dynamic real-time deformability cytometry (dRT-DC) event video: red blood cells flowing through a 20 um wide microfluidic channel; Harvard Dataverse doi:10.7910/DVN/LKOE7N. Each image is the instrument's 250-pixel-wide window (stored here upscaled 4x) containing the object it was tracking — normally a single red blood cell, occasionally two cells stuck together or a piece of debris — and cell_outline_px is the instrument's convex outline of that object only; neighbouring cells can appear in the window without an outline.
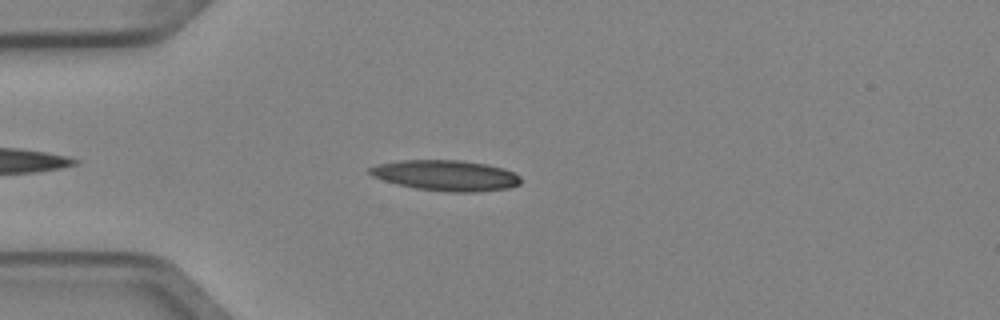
{"species": "Egyptian fruit bat (a non-hibernating species)", "species_latin": "Rousettus aegyptiacus", "temperature_condition": "cold", "stored_images_in_passage": 1, "camera_frame_rate_fps": 3000, "um_per_image_px": 0.085, "animal": {"sex": "female"}, "frame": {"image": 1, "passage_image": 1, "time_ms": 0.0, "image_size_px": [1000, 320], "cell_outline_px": [[520, 184], [508, 188], [476, 192], [452, 192], [416, 188], [396, 184], [372, 176], [368, 172], [368, 168], [376, 164], [400, 160], [464, 160], [488, 164], [504, 168], [520, 176]], "centroid_in_image_um": [37.89, 14.9], "position_along_channel_um": 47.1, "area_um2": 27.05}}